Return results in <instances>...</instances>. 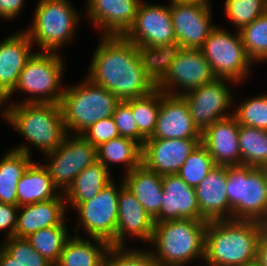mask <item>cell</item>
Here are the masks:
<instances>
[{"label":"cell","mask_w":267,"mask_h":266,"mask_svg":"<svg viewBox=\"0 0 267 266\" xmlns=\"http://www.w3.org/2000/svg\"><path fill=\"white\" fill-rule=\"evenodd\" d=\"M261 238L259 221H208L204 261L208 266H243L256 260L257 245Z\"/></svg>","instance_id":"7a4b0ae2"},{"label":"cell","mask_w":267,"mask_h":266,"mask_svg":"<svg viewBox=\"0 0 267 266\" xmlns=\"http://www.w3.org/2000/svg\"><path fill=\"white\" fill-rule=\"evenodd\" d=\"M226 82L235 83L229 79L215 78L212 82L180 94L187 103L194 125L201 133L216 121L232 115L227 110L234 99Z\"/></svg>","instance_id":"8fae6325"},{"label":"cell","mask_w":267,"mask_h":266,"mask_svg":"<svg viewBox=\"0 0 267 266\" xmlns=\"http://www.w3.org/2000/svg\"><path fill=\"white\" fill-rule=\"evenodd\" d=\"M209 62L215 78L235 83L248 76L253 61L247 55L240 32L232 35L216 27L200 49Z\"/></svg>","instance_id":"9c48e42d"},{"label":"cell","mask_w":267,"mask_h":266,"mask_svg":"<svg viewBox=\"0 0 267 266\" xmlns=\"http://www.w3.org/2000/svg\"><path fill=\"white\" fill-rule=\"evenodd\" d=\"M92 240H95V244L77 235L69 237L54 266H104L106 255L112 246L98 238Z\"/></svg>","instance_id":"4316f807"},{"label":"cell","mask_w":267,"mask_h":266,"mask_svg":"<svg viewBox=\"0 0 267 266\" xmlns=\"http://www.w3.org/2000/svg\"><path fill=\"white\" fill-rule=\"evenodd\" d=\"M30 147L10 149L0 160V203L17 205V183L33 162Z\"/></svg>","instance_id":"83f0119b"},{"label":"cell","mask_w":267,"mask_h":266,"mask_svg":"<svg viewBox=\"0 0 267 266\" xmlns=\"http://www.w3.org/2000/svg\"><path fill=\"white\" fill-rule=\"evenodd\" d=\"M64 194L57 198L19 207L15 237L27 238L43 228L59 226L66 214ZM22 208V209H21Z\"/></svg>","instance_id":"cb8c5ba5"},{"label":"cell","mask_w":267,"mask_h":266,"mask_svg":"<svg viewBox=\"0 0 267 266\" xmlns=\"http://www.w3.org/2000/svg\"><path fill=\"white\" fill-rule=\"evenodd\" d=\"M112 118L114 119L120 136L132 139L141 146L144 144L146 139L138 132L131 107L125 101H121L117 105Z\"/></svg>","instance_id":"60d3db41"},{"label":"cell","mask_w":267,"mask_h":266,"mask_svg":"<svg viewBox=\"0 0 267 266\" xmlns=\"http://www.w3.org/2000/svg\"><path fill=\"white\" fill-rule=\"evenodd\" d=\"M51 162L44 165L54 185L65 192L76 176L97 161V148L81 134H67L63 143L54 151L46 153Z\"/></svg>","instance_id":"30bf717a"},{"label":"cell","mask_w":267,"mask_h":266,"mask_svg":"<svg viewBox=\"0 0 267 266\" xmlns=\"http://www.w3.org/2000/svg\"><path fill=\"white\" fill-rule=\"evenodd\" d=\"M256 260L262 265L267 266V241L260 239L257 245Z\"/></svg>","instance_id":"f6af8a7d"},{"label":"cell","mask_w":267,"mask_h":266,"mask_svg":"<svg viewBox=\"0 0 267 266\" xmlns=\"http://www.w3.org/2000/svg\"><path fill=\"white\" fill-rule=\"evenodd\" d=\"M33 44L25 30L0 42V92L5 97L14 90L21 71L32 56Z\"/></svg>","instance_id":"603a6c76"},{"label":"cell","mask_w":267,"mask_h":266,"mask_svg":"<svg viewBox=\"0 0 267 266\" xmlns=\"http://www.w3.org/2000/svg\"><path fill=\"white\" fill-rule=\"evenodd\" d=\"M0 266H21L2 247H0Z\"/></svg>","instance_id":"bcb514c9"},{"label":"cell","mask_w":267,"mask_h":266,"mask_svg":"<svg viewBox=\"0 0 267 266\" xmlns=\"http://www.w3.org/2000/svg\"><path fill=\"white\" fill-rule=\"evenodd\" d=\"M141 0H88L87 15L103 35L124 36L132 27Z\"/></svg>","instance_id":"ffe728a7"},{"label":"cell","mask_w":267,"mask_h":266,"mask_svg":"<svg viewBox=\"0 0 267 266\" xmlns=\"http://www.w3.org/2000/svg\"><path fill=\"white\" fill-rule=\"evenodd\" d=\"M243 266H262L257 260L245 263Z\"/></svg>","instance_id":"c3c4849f"},{"label":"cell","mask_w":267,"mask_h":266,"mask_svg":"<svg viewBox=\"0 0 267 266\" xmlns=\"http://www.w3.org/2000/svg\"><path fill=\"white\" fill-rule=\"evenodd\" d=\"M207 223L193 219L155 223L150 243L157 249L150 253L158 265L184 266L193 259H204Z\"/></svg>","instance_id":"277c9868"},{"label":"cell","mask_w":267,"mask_h":266,"mask_svg":"<svg viewBox=\"0 0 267 266\" xmlns=\"http://www.w3.org/2000/svg\"><path fill=\"white\" fill-rule=\"evenodd\" d=\"M239 32L251 60L253 62L267 60V11Z\"/></svg>","instance_id":"e575fe53"},{"label":"cell","mask_w":267,"mask_h":266,"mask_svg":"<svg viewBox=\"0 0 267 266\" xmlns=\"http://www.w3.org/2000/svg\"><path fill=\"white\" fill-rule=\"evenodd\" d=\"M201 139H146L142 164L159 175L177 174Z\"/></svg>","instance_id":"2e32d148"},{"label":"cell","mask_w":267,"mask_h":266,"mask_svg":"<svg viewBox=\"0 0 267 266\" xmlns=\"http://www.w3.org/2000/svg\"><path fill=\"white\" fill-rule=\"evenodd\" d=\"M65 220L59 226L43 228L26 239L35 250L53 265L58 261L66 240L69 238Z\"/></svg>","instance_id":"836d02e7"},{"label":"cell","mask_w":267,"mask_h":266,"mask_svg":"<svg viewBox=\"0 0 267 266\" xmlns=\"http://www.w3.org/2000/svg\"><path fill=\"white\" fill-rule=\"evenodd\" d=\"M121 100L86 77L85 82L65 88L60 106L67 132L81 134L90 125L112 117Z\"/></svg>","instance_id":"5b68a950"},{"label":"cell","mask_w":267,"mask_h":266,"mask_svg":"<svg viewBox=\"0 0 267 266\" xmlns=\"http://www.w3.org/2000/svg\"><path fill=\"white\" fill-rule=\"evenodd\" d=\"M144 73L157 86L178 58L183 47L176 41L158 46H137Z\"/></svg>","instance_id":"f546056e"},{"label":"cell","mask_w":267,"mask_h":266,"mask_svg":"<svg viewBox=\"0 0 267 266\" xmlns=\"http://www.w3.org/2000/svg\"><path fill=\"white\" fill-rule=\"evenodd\" d=\"M162 203L154 223L193 219L201 221L195 188L177 174L162 175Z\"/></svg>","instance_id":"ac0fdd59"},{"label":"cell","mask_w":267,"mask_h":266,"mask_svg":"<svg viewBox=\"0 0 267 266\" xmlns=\"http://www.w3.org/2000/svg\"><path fill=\"white\" fill-rule=\"evenodd\" d=\"M239 126L231 115L216 121L201 133V144L209 151L216 165H241Z\"/></svg>","instance_id":"44dd1931"},{"label":"cell","mask_w":267,"mask_h":266,"mask_svg":"<svg viewBox=\"0 0 267 266\" xmlns=\"http://www.w3.org/2000/svg\"><path fill=\"white\" fill-rule=\"evenodd\" d=\"M137 46H158L176 42L170 5L139 3L135 21L124 35Z\"/></svg>","instance_id":"5bb4252c"},{"label":"cell","mask_w":267,"mask_h":266,"mask_svg":"<svg viewBox=\"0 0 267 266\" xmlns=\"http://www.w3.org/2000/svg\"><path fill=\"white\" fill-rule=\"evenodd\" d=\"M148 139H201L187 103L180 95L161 91L159 113L153 135Z\"/></svg>","instance_id":"e0dca14e"},{"label":"cell","mask_w":267,"mask_h":266,"mask_svg":"<svg viewBox=\"0 0 267 266\" xmlns=\"http://www.w3.org/2000/svg\"><path fill=\"white\" fill-rule=\"evenodd\" d=\"M232 115L239 125L267 131V95L255 96L241 103Z\"/></svg>","instance_id":"8d00e7d4"},{"label":"cell","mask_w":267,"mask_h":266,"mask_svg":"<svg viewBox=\"0 0 267 266\" xmlns=\"http://www.w3.org/2000/svg\"><path fill=\"white\" fill-rule=\"evenodd\" d=\"M18 210L17 205L0 203V231L3 229L8 231L6 239L15 236Z\"/></svg>","instance_id":"7bdbcfd3"},{"label":"cell","mask_w":267,"mask_h":266,"mask_svg":"<svg viewBox=\"0 0 267 266\" xmlns=\"http://www.w3.org/2000/svg\"><path fill=\"white\" fill-rule=\"evenodd\" d=\"M226 181L232 219L260 221L267 214L265 168L226 166Z\"/></svg>","instance_id":"8992f818"},{"label":"cell","mask_w":267,"mask_h":266,"mask_svg":"<svg viewBox=\"0 0 267 266\" xmlns=\"http://www.w3.org/2000/svg\"><path fill=\"white\" fill-rule=\"evenodd\" d=\"M175 38L183 49H201L216 28L211 24V5L190 0H170Z\"/></svg>","instance_id":"4fadbf2b"},{"label":"cell","mask_w":267,"mask_h":266,"mask_svg":"<svg viewBox=\"0 0 267 266\" xmlns=\"http://www.w3.org/2000/svg\"><path fill=\"white\" fill-rule=\"evenodd\" d=\"M68 0H40L32 26L25 32L42 52H55L75 35L79 15Z\"/></svg>","instance_id":"ba28073f"},{"label":"cell","mask_w":267,"mask_h":266,"mask_svg":"<svg viewBox=\"0 0 267 266\" xmlns=\"http://www.w3.org/2000/svg\"><path fill=\"white\" fill-rule=\"evenodd\" d=\"M24 0H0V17L11 20L22 11Z\"/></svg>","instance_id":"ee69618b"},{"label":"cell","mask_w":267,"mask_h":266,"mask_svg":"<svg viewBox=\"0 0 267 266\" xmlns=\"http://www.w3.org/2000/svg\"><path fill=\"white\" fill-rule=\"evenodd\" d=\"M81 135L96 148L111 139L120 137L118 128L112 117L104 118L90 125Z\"/></svg>","instance_id":"b9f144b4"},{"label":"cell","mask_w":267,"mask_h":266,"mask_svg":"<svg viewBox=\"0 0 267 266\" xmlns=\"http://www.w3.org/2000/svg\"><path fill=\"white\" fill-rule=\"evenodd\" d=\"M190 1H200V2H204V3L210 4L209 0H190Z\"/></svg>","instance_id":"f907efd6"},{"label":"cell","mask_w":267,"mask_h":266,"mask_svg":"<svg viewBox=\"0 0 267 266\" xmlns=\"http://www.w3.org/2000/svg\"><path fill=\"white\" fill-rule=\"evenodd\" d=\"M225 10L239 31L267 11V0H225Z\"/></svg>","instance_id":"74e56055"},{"label":"cell","mask_w":267,"mask_h":266,"mask_svg":"<svg viewBox=\"0 0 267 266\" xmlns=\"http://www.w3.org/2000/svg\"><path fill=\"white\" fill-rule=\"evenodd\" d=\"M123 186V181L119 188L112 181L93 199L75 207L81 221L77 227L82 226V229L89 234L88 237L98 238L108 243L114 240L118 222L119 191Z\"/></svg>","instance_id":"7c38bea8"},{"label":"cell","mask_w":267,"mask_h":266,"mask_svg":"<svg viewBox=\"0 0 267 266\" xmlns=\"http://www.w3.org/2000/svg\"><path fill=\"white\" fill-rule=\"evenodd\" d=\"M97 160L107 169L111 163H124V173H129L142 164V146L129 138L118 137L97 147Z\"/></svg>","instance_id":"4dcf8cb0"},{"label":"cell","mask_w":267,"mask_h":266,"mask_svg":"<svg viewBox=\"0 0 267 266\" xmlns=\"http://www.w3.org/2000/svg\"><path fill=\"white\" fill-rule=\"evenodd\" d=\"M107 169L98 160L81 171L64 193L66 202L74 208L83 202L93 199L113 181Z\"/></svg>","instance_id":"f1b7e54d"},{"label":"cell","mask_w":267,"mask_h":266,"mask_svg":"<svg viewBox=\"0 0 267 266\" xmlns=\"http://www.w3.org/2000/svg\"><path fill=\"white\" fill-rule=\"evenodd\" d=\"M5 101H7L6 97L0 92V106H1L2 103H4Z\"/></svg>","instance_id":"681fc988"},{"label":"cell","mask_w":267,"mask_h":266,"mask_svg":"<svg viewBox=\"0 0 267 266\" xmlns=\"http://www.w3.org/2000/svg\"><path fill=\"white\" fill-rule=\"evenodd\" d=\"M216 164L209 151L200 143L181 166L177 175L196 188Z\"/></svg>","instance_id":"d590c367"},{"label":"cell","mask_w":267,"mask_h":266,"mask_svg":"<svg viewBox=\"0 0 267 266\" xmlns=\"http://www.w3.org/2000/svg\"><path fill=\"white\" fill-rule=\"evenodd\" d=\"M3 110L4 119L42 153L56 150L68 134L60 104L14 103Z\"/></svg>","instance_id":"3957f363"},{"label":"cell","mask_w":267,"mask_h":266,"mask_svg":"<svg viewBox=\"0 0 267 266\" xmlns=\"http://www.w3.org/2000/svg\"><path fill=\"white\" fill-rule=\"evenodd\" d=\"M1 247L21 266H54L26 238L11 237Z\"/></svg>","instance_id":"f35d334b"},{"label":"cell","mask_w":267,"mask_h":266,"mask_svg":"<svg viewBox=\"0 0 267 266\" xmlns=\"http://www.w3.org/2000/svg\"><path fill=\"white\" fill-rule=\"evenodd\" d=\"M125 174L124 186L154 219L159 214L162 203V175L147 169L143 164Z\"/></svg>","instance_id":"d4e9b609"},{"label":"cell","mask_w":267,"mask_h":266,"mask_svg":"<svg viewBox=\"0 0 267 266\" xmlns=\"http://www.w3.org/2000/svg\"><path fill=\"white\" fill-rule=\"evenodd\" d=\"M63 59L55 52H34L21 71L14 90L6 97L9 100L18 90L31 95V98L17 103L60 104L64 88ZM61 88V89H60ZM33 95V96H32Z\"/></svg>","instance_id":"52a82bcc"},{"label":"cell","mask_w":267,"mask_h":266,"mask_svg":"<svg viewBox=\"0 0 267 266\" xmlns=\"http://www.w3.org/2000/svg\"><path fill=\"white\" fill-rule=\"evenodd\" d=\"M241 165L267 167V131L244 125L239 126Z\"/></svg>","instance_id":"1f68e13d"},{"label":"cell","mask_w":267,"mask_h":266,"mask_svg":"<svg viewBox=\"0 0 267 266\" xmlns=\"http://www.w3.org/2000/svg\"><path fill=\"white\" fill-rule=\"evenodd\" d=\"M102 36L94 52L88 78L121 101L143 97L157 89L143 71L137 45L125 36Z\"/></svg>","instance_id":"6da1fadb"},{"label":"cell","mask_w":267,"mask_h":266,"mask_svg":"<svg viewBox=\"0 0 267 266\" xmlns=\"http://www.w3.org/2000/svg\"><path fill=\"white\" fill-rule=\"evenodd\" d=\"M226 186V166L216 165L195 188L201 221L232 219Z\"/></svg>","instance_id":"7402d4cb"},{"label":"cell","mask_w":267,"mask_h":266,"mask_svg":"<svg viewBox=\"0 0 267 266\" xmlns=\"http://www.w3.org/2000/svg\"><path fill=\"white\" fill-rule=\"evenodd\" d=\"M154 219L147 213L136 197L123 186L118 198V222L116 235L110 243L113 247H125L126 235L138 237L150 243L154 232ZM128 233V234H127Z\"/></svg>","instance_id":"d6986e66"},{"label":"cell","mask_w":267,"mask_h":266,"mask_svg":"<svg viewBox=\"0 0 267 266\" xmlns=\"http://www.w3.org/2000/svg\"><path fill=\"white\" fill-rule=\"evenodd\" d=\"M111 247L104 266H159L148 250Z\"/></svg>","instance_id":"ab89813d"},{"label":"cell","mask_w":267,"mask_h":266,"mask_svg":"<svg viewBox=\"0 0 267 266\" xmlns=\"http://www.w3.org/2000/svg\"><path fill=\"white\" fill-rule=\"evenodd\" d=\"M33 161L17 183V206L30 205L57 198L60 193L47 168Z\"/></svg>","instance_id":"484cf974"},{"label":"cell","mask_w":267,"mask_h":266,"mask_svg":"<svg viewBox=\"0 0 267 266\" xmlns=\"http://www.w3.org/2000/svg\"><path fill=\"white\" fill-rule=\"evenodd\" d=\"M214 79L210 64L200 49H182L157 89L165 94L180 95ZM176 86L182 88V92L174 91Z\"/></svg>","instance_id":"9a60e30c"},{"label":"cell","mask_w":267,"mask_h":266,"mask_svg":"<svg viewBox=\"0 0 267 266\" xmlns=\"http://www.w3.org/2000/svg\"><path fill=\"white\" fill-rule=\"evenodd\" d=\"M130 107L136 121L138 132L148 139L153 135L161 102V90L138 98L124 100Z\"/></svg>","instance_id":"d6a6232c"},{"label":"cell","mask_w":267,"mask_h":266,"mask_svg":"<svg viewBox=\"0 0 267 266\" xmlns=\"http://www.w3.org/2000/svg\"><path fill=\"white\" fill-rule=\"evenodd\" d=\"M261 227V237L267 241V214L259 221Z\"/></svg>","instance_id":"7dc6e473"}]
</instances>
